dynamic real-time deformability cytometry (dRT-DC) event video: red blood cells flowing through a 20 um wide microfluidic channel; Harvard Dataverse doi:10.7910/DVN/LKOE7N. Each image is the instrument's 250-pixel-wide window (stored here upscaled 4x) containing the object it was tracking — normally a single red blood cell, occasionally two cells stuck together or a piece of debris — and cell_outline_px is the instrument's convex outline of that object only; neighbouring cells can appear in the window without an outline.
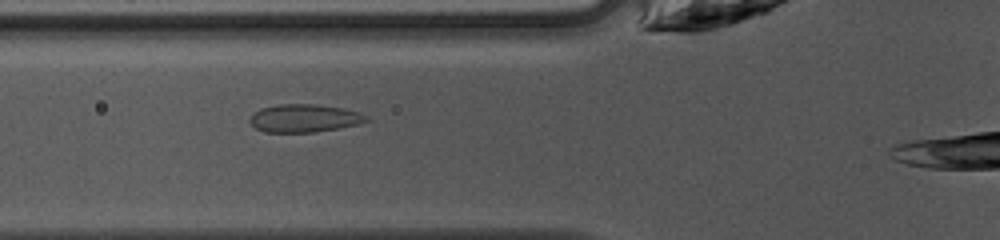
{"species": "common noctule bat (a hibernating species)", "species_latin": "Nyctalus noctula", "temperature_condition": "warm", "stored_images_in_passage": 32, "camera_frame_rate_fps": 3000, "um_per_image_px": 0.085, "animal": {"sex": "female", "body_mass_g": 10.0, "forearm_length_mm": 53.1}, "frame": {"image": 1, "passage_image": 7, "time_ms": 2.0, "image_size_px": [1000, 240], "cell_outline_px": [[372, 120], [356, 124], [316, 132], [264, 132], [256, 128], [248, 120], [260, 108], [276, 104], [312, 104], [340, 108], [360, 112], [368, 116]], "centroid_in_image_um": [25.87, 10.05], "position_along_channel_um": 99.9, "area_um2": 18.84}}
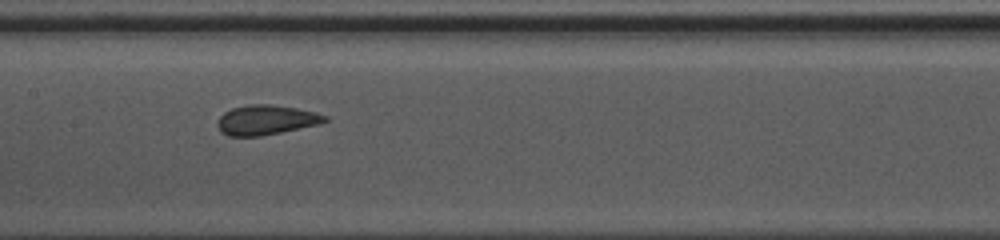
{"frame": {"image": 2, "passage_image": 13, "time_ms": 4.0, "image_size_px": [1000, 240], "cell_outline_px": [[328, 120], [320, 124], [260, 136], [228, 136], [220, 132], [216, 124], [220, 116], [224, 112], [232, 108], [248, 104], [268, 104], [296, 108], [316, 112], [328, 116]], "centroid_in_image_um": [22.6, 10.19], "position_along_channel_um": 184.8, "area_um2": 18.67}}
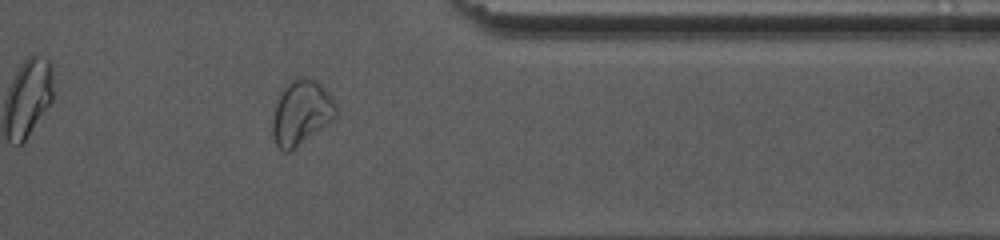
{"frame": {"image": 3, "passage_image": 28, "time_ms": 9.0, "image_size_px": [1000, 240], "cell_outline_px": [[336, 116], [332, 120], [288, 152], [284, 152], [276, 144], [272, 136], [272, 120], [276, 104], [284, 88], [292, 80], [300, 76], [308, 76], [316, 80], [328, 92], [336, 104]], "centroid_in_image_um": [25.6, 9.54], "position_along_channel_um": 385.8, "area_um2": 23.47}}